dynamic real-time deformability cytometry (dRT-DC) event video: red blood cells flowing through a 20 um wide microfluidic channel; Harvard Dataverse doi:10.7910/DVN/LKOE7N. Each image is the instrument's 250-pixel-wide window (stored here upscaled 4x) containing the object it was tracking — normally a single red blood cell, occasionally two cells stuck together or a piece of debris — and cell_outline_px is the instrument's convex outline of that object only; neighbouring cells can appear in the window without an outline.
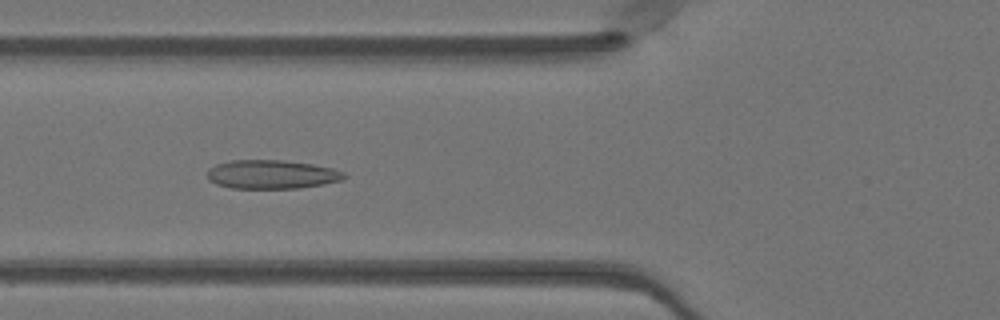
{"species": "Egyptian fruit bat (a non-hibernating species)", "species_latin": "Rousettus aegyptiacus", "temperature_condition": "warm", "stored_images_in_passage": 49, "camera_frame_rate_fps": 3000, "um_per_image_px": 0.085, "animal": {"sex": "female"}, "frame": {"image": 1, "passage_image": 18, "time_ms": 5.667, "image_size_px": [1000, 320], "cell_outline_px": [[348, 176], [344, 180], [324, 184], [300, 188], [232, 188], [216, 184], [208, 180], [208, 168], [216, 164], [232, 160], [284, 160], [312, 164], [332, 168], [344, 172]], "centroid_in_image_um": [23.12, 14.82], "position_along_channel_um": 102.7, "area_um2": 23.12}}
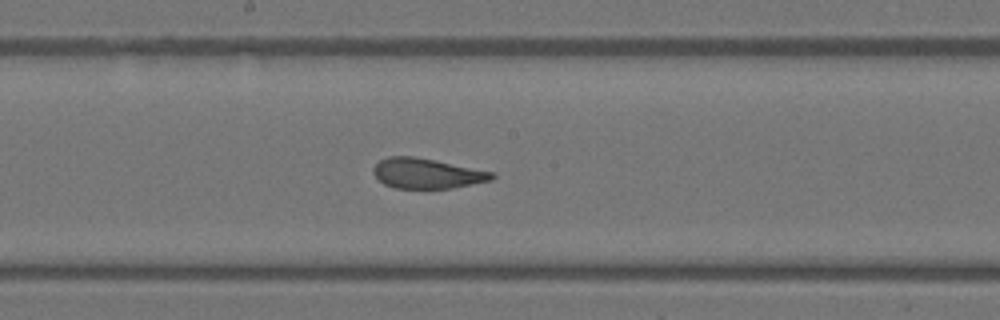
{"frame": {"image": 2, "passage_image": 26, "time_ms": 8.333, "image_size_px": [1000, 320], "cell_outline_px": [[496, 176], [492, 180], [452, 188], [396, 188], [384, 184], [372, 172], [372, 168], [380, 160], [388, 156], [412, 156], [436, 160], [496, 172]], "centroid_in_image_um": [36.32, 14.73], "position_along_channel_um": 211.9, "area_um2": 20.92}}
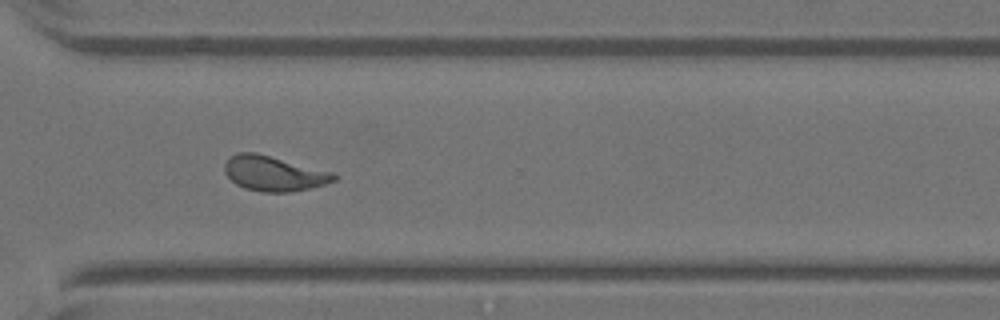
{"frame": {"image": 3, "passage_image": 36, "time_ms": 11.667, "image_size_px": [1000, 320], "cell_outline_px": [[340, 176], [336, 180], [312, 188], [288, 192], [260, 192], [244, 188], [236, 184], [224, 172], [224, 164], [232, 156], [240, 152], [256, 152], [332, 172]], "centroid_in_image_um": [23.29, 14.75], "position_along_channel_um": 347.3, "area_um2": 22.25}, "authors_computed_cell_mechanics": {"area_um2": 22.253, "velocity_mm_per_s": 4.0787, "shape_relaxation_time_tau1_ms": null, "shape_relaxation_time_tau2_ms": 1.062, "deformation_change_tau1": null, "deformation_change_tau2": 0.087}}